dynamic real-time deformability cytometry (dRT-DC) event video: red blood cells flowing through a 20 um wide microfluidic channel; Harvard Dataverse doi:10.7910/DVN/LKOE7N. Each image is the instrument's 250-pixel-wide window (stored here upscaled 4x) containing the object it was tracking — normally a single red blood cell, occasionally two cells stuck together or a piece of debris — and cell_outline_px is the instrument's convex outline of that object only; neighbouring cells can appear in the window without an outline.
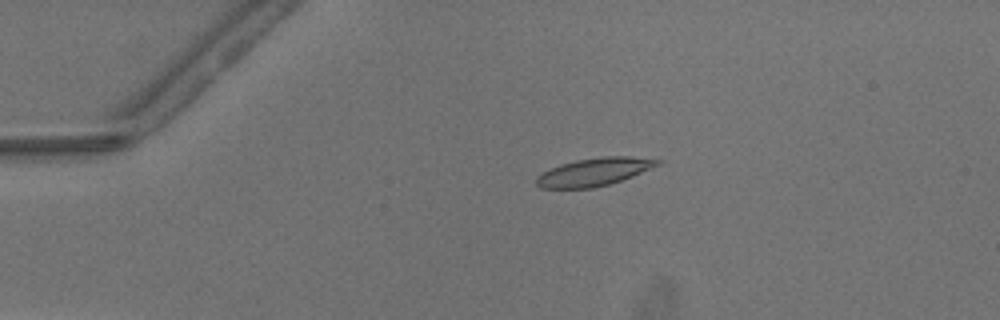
{"species": "common noctule bat (a hibernating species)", "species_latin": "Nyctalus noctula", "temperature_condition": "warm", "stored_images_in_passage": 49, "camera_frame_rate_fps": 3000, "um_per_image_px": 0.085, "animal": {"sex": "male", "body_mass_g": 13.3}, "frame": {"image": 1, "passage_image": 10, "time_ms": 3.0, "image_size_px": [1000, 320], "cell_outline_px": [[664, 160], [660, 164], [632, 176], [608, 184], [592, 188], [540, 188], [536, 184], [536, 176], [560, 164], [576, 160], [604, 156], [632, 156]], "centroid_in_image_um": [50.51, 14.6], "position_along_channel_um": 34.5, "area_um2": 19.54}}
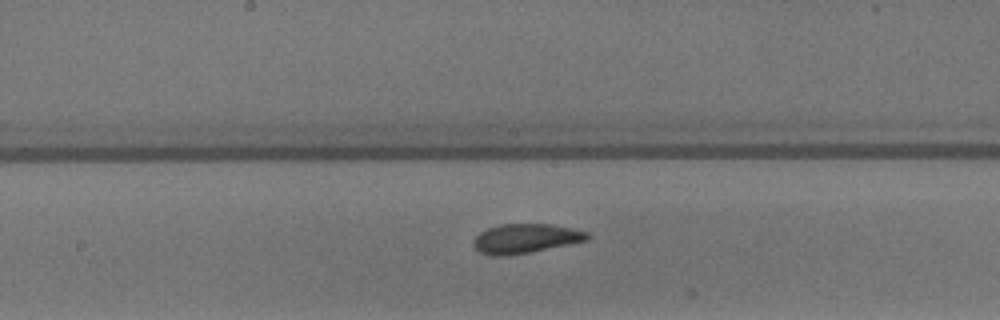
{"frame": {"image": 2, "passage_image": 26, "time_ms": 8.333, "image_size_px": [1000, 320], "cell_outline_px": [[592, 236], [588, 240], [508, 256], [488, 256], [480, 252], [472, 244], [472, 240], [480, 232], [488, 228], [500, 224], [548, 224], [588, 232]], "centroid_in_image_um": [44.62, 20.28], "position_along_channel_um": 203.6, "area_um2": 19.36}}
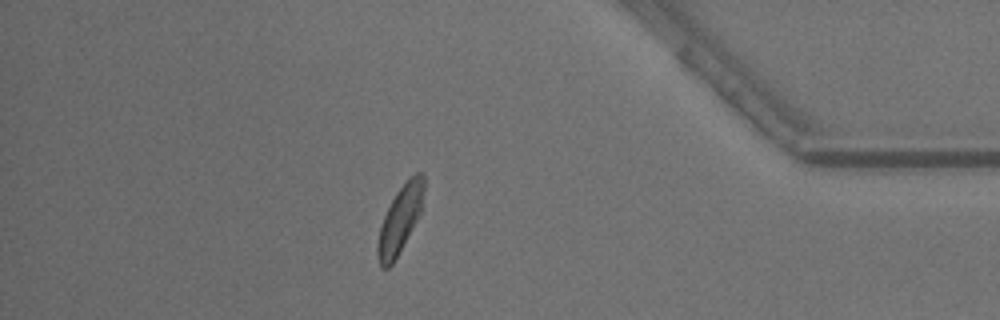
{"frame": {"image": 3, "passage_image": 43, "time_ms": 14.0, "image_size_px": [1000, 320], "cell_outline_px": [[424, 188], [420, 212], [416, 220], [392, 264], [388, 268], [380, 268], [376, 252], [376, 244], [380, 228], [384, 216], [396, 192], [416, 172], [420, 172], [424, 176]], "centroid_in_image_um": [33.97, 18.68], "position_along_channel_um": 401.2, "area_um2": 17.46}, "authors_computed_cell_mechanics": {"area_um2": 19.3052, "velocity_mm_per_s": 4.1454, "shape_relaxation_time_tau1_ms": 3.6263, "shape_relaxation_time_tau2_ms": 1.9613, "deformation_change_tau1": 0.1419, "deformation_change_tau2": 0.0852}}